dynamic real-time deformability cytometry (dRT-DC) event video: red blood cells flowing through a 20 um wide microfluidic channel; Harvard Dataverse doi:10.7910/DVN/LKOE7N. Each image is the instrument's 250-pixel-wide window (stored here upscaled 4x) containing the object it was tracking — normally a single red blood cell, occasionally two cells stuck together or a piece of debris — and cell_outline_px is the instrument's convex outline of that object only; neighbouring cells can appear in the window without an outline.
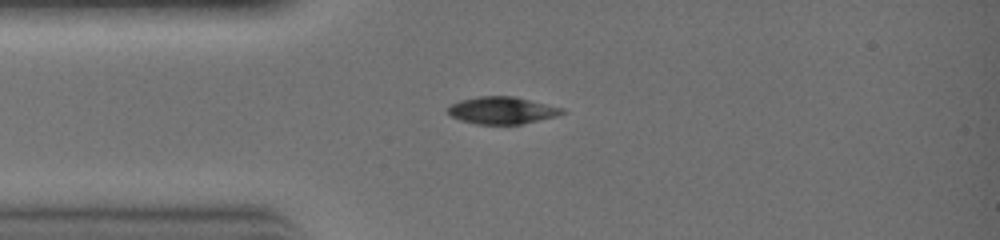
{"species": "common noctule bat (a hibernating species)", "species_latin": "Nyctalus noctula", "temperature_condition": "warm", "stored_images_in_passage": 19, "camera_frame_rate_fps": 3000, "um_per_image_px": 0.085, "animal": {"sex": "female", "body_mass_g": 19.0, "forearm_length_mm": 51.5}, "frame": {"image": 1, "passage_image": 1, "time_ms": 0.0, "image_size_px": [1000, 240], "cell_outline_px": [[564, 112], [556, 116], [520, 124], [476, 124], [460, 120], [452, 116], [448, 112], [448, 108], [452, 104], [460, 100], [480, 96], [512, 96], [564, 108]], "centroid_in_image_um": [42.65, 9.38], "position_along_channel_um": 42.3, "area_um2": 17.8}}
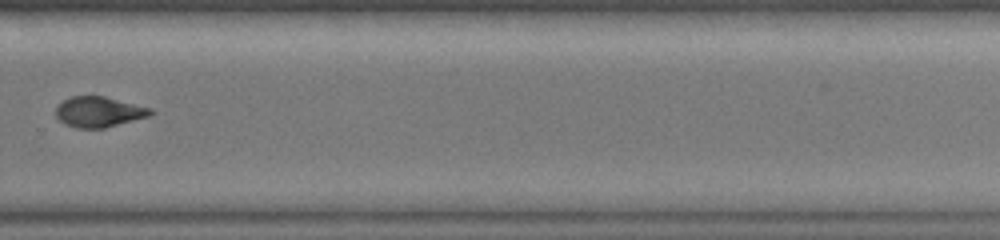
{"frame": {"image": 2, "passage_image": 15, "time_ms": 4.667, "image_size_px": [1000, 240], "cell_outline_px": [[156, 112], [152, 116], [104, 128], [76, 128], [64, 124], [56, 116], [56, 104], [72, 96], [104, 96], [152, 108]], "centroid_in_image_um": [8.44, 9.51], "position_along_channel_um": 321.4, "area_um2": 17.05}}
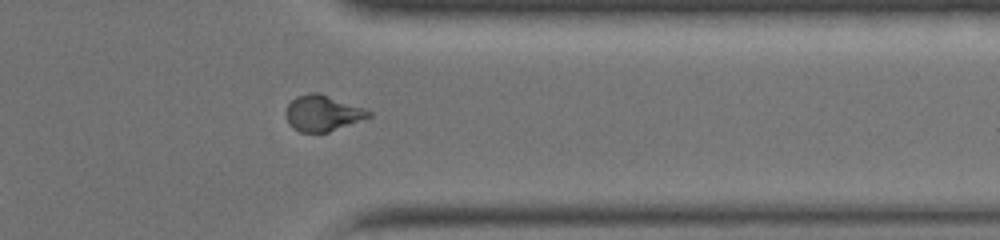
{"frame": {"image": 3, "passage_image": 18, "time_ms": 5.667, "image_size_px": [1000, 240], "cell_outline_px": [[372, 116], [328, 132], [300, 132], [292, 128], [288, 124], [284, 116], [284, 112], [288, 104], [296, 96], [308, 92], [320, 92], [368, 108], [372, 112]], "centroid_in_image_um": [27.42, 9.59], "position_along_channel_um": 384.0, "area_um2": 17.86}}